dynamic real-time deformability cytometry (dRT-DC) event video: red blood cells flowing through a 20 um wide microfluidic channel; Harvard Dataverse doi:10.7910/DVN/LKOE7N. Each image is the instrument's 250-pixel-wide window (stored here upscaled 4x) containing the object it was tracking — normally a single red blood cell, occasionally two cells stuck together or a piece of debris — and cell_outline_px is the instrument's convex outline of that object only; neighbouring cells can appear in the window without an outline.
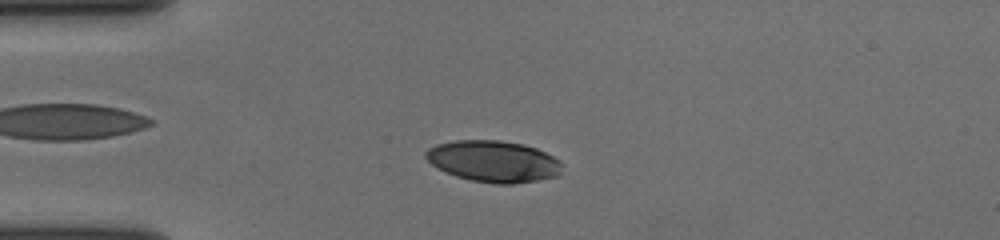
{"species": "human", "species_latin": "Homo sapiens", "temperature_condition": "cold", "stored_images_in_passage": 52, "camera_frame_rate_fps": 3000, "um_per_image_px": 0.085, "donor": {"sex": "female"}, "frame": {"image": 1, "passage_image": 10, "time_ms": 3.0, "image_size_px": [1000, 240], "cell_outline_px": [[564, 164], [560, 172], [556, 176], [536, 180], [512, 184], [496, 184], [472, 180], [456, 176], [432, 164], [424, 156], [424, 152], [428, 148], [436, 144], [456, 140], [500, 140], [524, 144], [536, 148], [560, 160]], "centroid_in_image_um": [41.96, 13.7], "position_along_channel_um": 43.0, "area_um2": 32.83}}
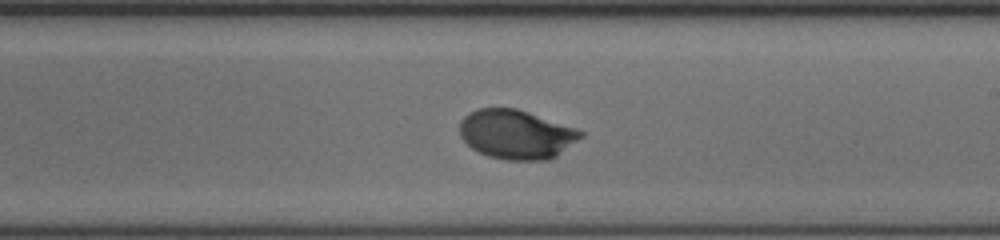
{"frame": {"image": 2, "passage_image": 29, "time_ms": 9.333, "image_size_px": [1000, 240], "cell_outline_px": [[584, 136], [556, 156], [548, 160], [504, 160], [488, 156], [472, 148], [460, 136], [460, 120], [468, 112], [476, 108], [516, 108], [576, 128], [584, 132]], "centroid_in_image_um": [43.88, 11.42], "position_along_channel_um": 245.1, "area_um2": 34.74}}
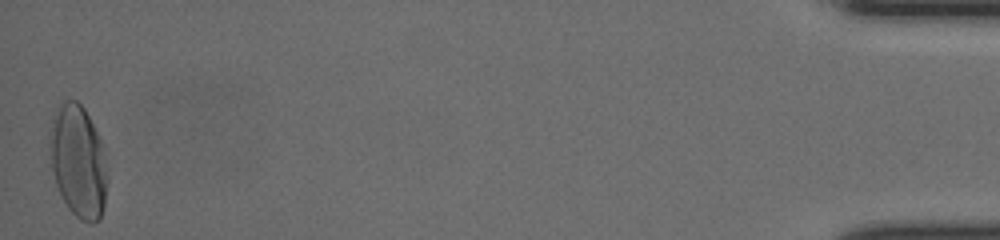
{"frame": {"image": 3, "passage_image": 52, "time_ms": 17.0, "image_size_px": [1000, 240], "cell_outline_px": [[108, 180], [104, 204], [100, 220], [92, 224], [80, 220], [68, 208], [56, 184], [52, 168], [48, 136], [52, 120], [56, 112], [64, 100], [76, 100], [84, 108], [104, 148]], "centroid_in_image_um": [6.66, 13.75], "position_along_channel_um": 428.5, "area_um2": 37.69}, "authors_computed_cell_mechanics": {"area_um2": 33.9575, "velocity_mm_per_s": 3.6132, "shape_relaxation_time_tau1_ms": 2.9164, "shape_relaxation_time_tau2_ms": null, "deformation_change_tau1": 0.1772, "deformation_change_tau2": null}}